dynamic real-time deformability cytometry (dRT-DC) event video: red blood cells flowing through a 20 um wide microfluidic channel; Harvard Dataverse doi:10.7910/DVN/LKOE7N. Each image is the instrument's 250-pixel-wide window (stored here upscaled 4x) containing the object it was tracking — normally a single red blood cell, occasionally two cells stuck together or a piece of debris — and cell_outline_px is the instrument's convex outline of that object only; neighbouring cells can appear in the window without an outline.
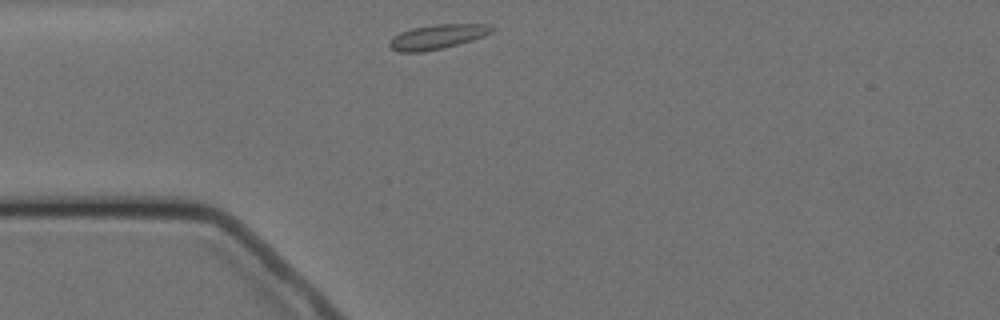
{"species": "Egyptian fruit bat (a non-hibernating species)", "species_latin": "Rousettus aegyptiacus", "temperature_condition": "cold", "stored_images_in_passage": 1, "camera_frame_rate_fps": 3000, "um_per_image_px": 0.085, "animal": {"sex": "female"}, "frame": {"image": 1, "passage_image": 1, "time_ms": 0.0, "image_size_px": [1000, 320], "cell_outline_px": [[496, 28], [492, 32], [484, 36], [460, 44], [444, 48], [420, 52], [400, 52], [392, 48], [388, 44], [388, 40], [392, 36], [400, 32], [412, 28], [436, 24], [492, 24]], "centroid_in_image_um": [37.19, 3.12], "position_along_channel_um": 47.8, "area_um2": 14.85}}